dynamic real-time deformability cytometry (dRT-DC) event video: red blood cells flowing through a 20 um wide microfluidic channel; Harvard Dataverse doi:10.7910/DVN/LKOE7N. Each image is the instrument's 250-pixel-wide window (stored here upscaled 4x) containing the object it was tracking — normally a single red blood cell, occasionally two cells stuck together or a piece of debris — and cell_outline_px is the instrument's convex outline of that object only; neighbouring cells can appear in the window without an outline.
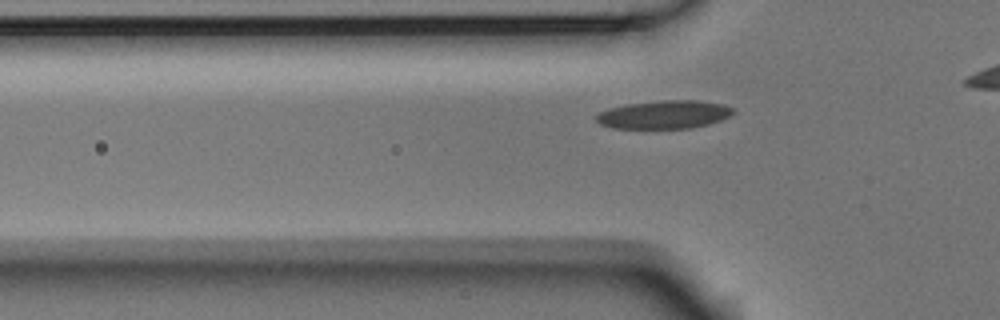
{"species": "Egyptian fruit bat (a non-hibernating species)", "species_latin": "Rousettus aegyptiacus", "temperature_condition": "room temperature", "stored_images_in_passage": 37, "camera_frame_rate_fps": 3000, "um_per_image_px": 0.085, "animal": {"sex": "male"}, "frame": {"image": 1, "passage_image": 10, "time_ms": 3.0, "image_size_px": [1000, 320], "cell_outline_px": [[736, 112], [720, 120], [708, 124], [692, 128], [612, 128], [600, 124], [596, 120], [596, 116], [600, 112], [608, 108], [628, 104], [660, 100], [700, 100], [724, 104], [732, 108]], "centroid_in_image_um": [56.47, 9.73], "position_along_channel_um": 69.3, "area_um2": 22.54}}
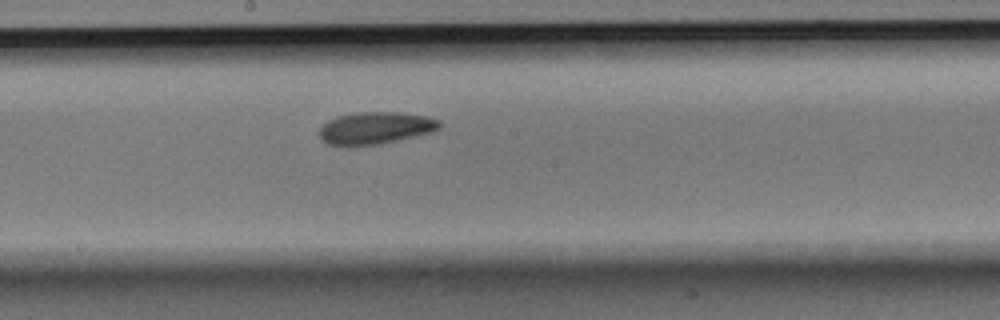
{"frame": {"image": 2, "passage_image": 22, "time_ms": 7.0, "image_size_px": [1000, 320], "cell_outline_px": [[440, 128], [432, 132], [396, 140], [376, 144], [328, 144], [320, 140], [320, 128], [328, 120], [336, 116], [356, 112], [400, 112], [424, 116], [440, 120]], "centroid_in_image_um": [31.91, 10.85], "position_along_channel_um": 216.3, "area_um2": 22.08}}
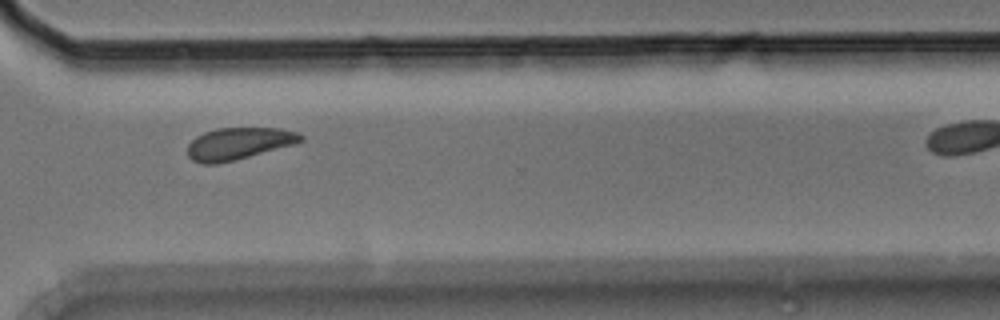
{"frame": {"image": 3, "passage_image": 33, "time_ms": 10.667, "image_size_px": [1000, 320], "cell_outline_px": [[304, 140], [296, 144], [216, 164], [204, 164], [192, 160], [188, 156], [188, 144], [196, 136], [204, 132], [216, 128], [280, 128], [300, 132], [304, 136]], "centroid_in_image_um": [20.31, 12.18], "position_along_channel_um": 350.3, "area_um2": 21.1}}